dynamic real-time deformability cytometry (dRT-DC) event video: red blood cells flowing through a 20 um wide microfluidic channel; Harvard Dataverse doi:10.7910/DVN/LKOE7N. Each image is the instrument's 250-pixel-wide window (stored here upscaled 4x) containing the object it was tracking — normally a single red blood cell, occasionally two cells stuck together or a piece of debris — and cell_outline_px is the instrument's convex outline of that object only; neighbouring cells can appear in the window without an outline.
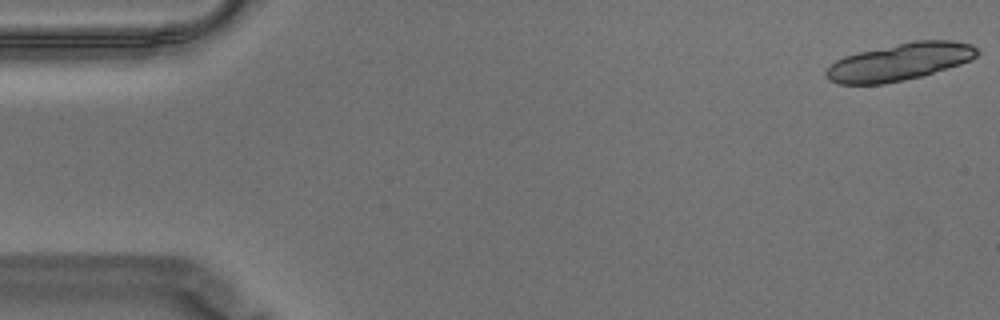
{"species": "Egyptian fruit bat (a non-hibernating species)", "species_latin": "Rousettus aegyptiacus", "temperature_condition": "warm", "stored_images_in_passage": 20, "camera_frame_rate_fps": 3000, "um_per_image_px": 0.085, "animal": {"sex": "male"}, "frame": {"image": 1, "passage_image": 1, "time_ms": 0.0, "image_size_px": [1000, 320], "cell_outline_px": [[980, 52], [972, 60], [924, 76], [884, 84], [840, 84], [828, 80], [824, 72], [836, 60], [844, 56], [860, 52], [912, 40], [956, 40], [972, 44]], "centroid_in_image_um": [76.51, 5.26], "position_along_channel_um": 8.5, "area_um2": 33.0}}